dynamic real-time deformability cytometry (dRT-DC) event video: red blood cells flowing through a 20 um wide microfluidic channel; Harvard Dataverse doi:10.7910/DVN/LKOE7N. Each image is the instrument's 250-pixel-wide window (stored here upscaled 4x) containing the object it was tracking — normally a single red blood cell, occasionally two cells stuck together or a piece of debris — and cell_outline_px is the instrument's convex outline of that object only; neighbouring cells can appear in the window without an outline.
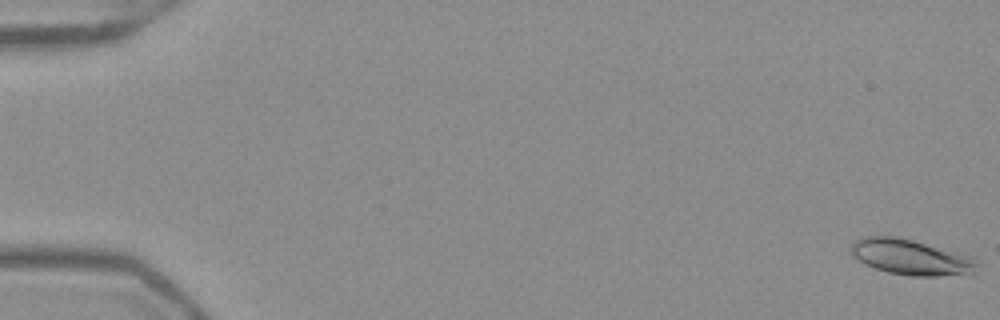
{"species": "Egyptian fruit bat (a non-hibernating species)", "species_latin": "Rousettus aegyptiacus", "temperature_condition": "warm", "stored_images_in_passage": 53, "camera_frame_rate_fps": 3000, "um_per_image_px": 0.085, "frame": {"image": 1, "passage_image": 1, "time_ms": 0.0, "image_size_px": [1000, 320], "cell_outline_px": [[976, 276], [908, 276], [888, 272], [864, 264], [852, 256], [852, 240], [860, 236], [892, 236], [912, 240], [960, 252], [972, 256], [976, 260]], "centroid_in_image_um": [77.49, 21.88], "position_along_channel_um": 7.5, "area_um2": 26.7}}
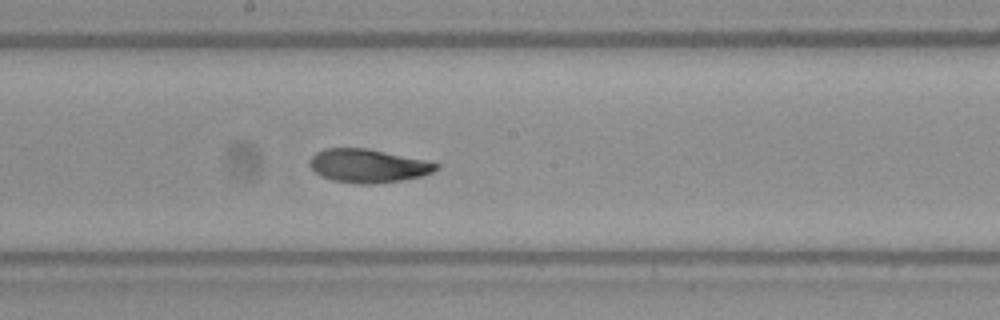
{"frame": {"image": 2, "passage_image": 30, "time_ms": 9.667, "image_size_px": [1000, 320], "cell_outline_px": [[440, 168], [432, 172], [420, 176], [400, 180], [372, 184], [360, 184], [332, 180], [320, 176], [308, 164], [308, 160], [316, 152], [324, 148], [368, 148], [432, 160], [440, 164]], "centroid_in_image_um": [31.32, 14.07], "position_along_channel_um": 216.9, "area_um2": 25.09}}
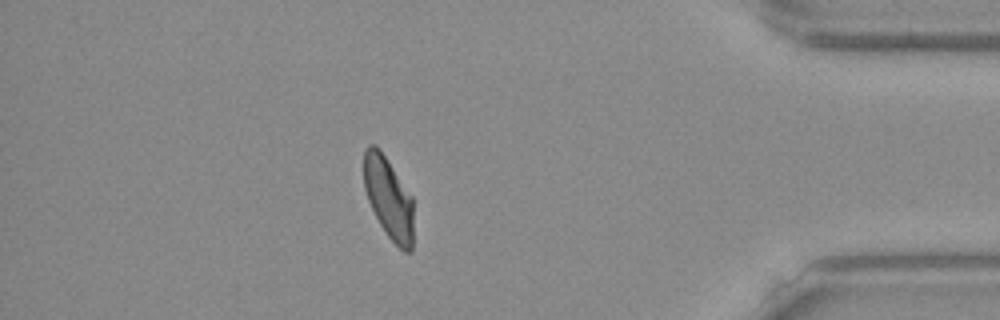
{"frame": {"image": 3, "passage_image": 47, "time_ms": 15.333, "image_size_px": [1000, 320], "cell_outline_px": [[412, 252], [404, 252], [388, 236], [380, 224], [368, 200], [364, 188], [364, 148], [368, 144], [376, 144], [380, 148], [412, 196]], "centroid_in_image_um": [33.01, 16.78], "position_along_channel_um": 402.2, "area_um2": 23.52}, "authors_computed_cell_mechanics": {"area_um2": 24.7384, "velocity_mm_per_s": 3.9209, "shape_relaxation_time_tau1_ms": 7.1695, "shape_relaxation_time_tau2_ms": 1.6568, "deformation_change_tau1": 0.1869, "deformation_change_tau2": 0.0634}}